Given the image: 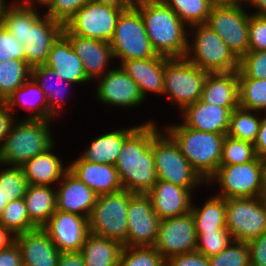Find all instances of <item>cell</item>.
Wrapping results in <instances>:
<instances>
[{"mask_svg":"<svg viewBox=\"0 0 266 266\" xmlns=\"http://www.w3.org/2000/svg\"><path fill=\"white\" fill-rule=\"evenodd\" d=\"M57 185L56 210L89 218L98 195L70 171L64 175Z\"/></svg>","mask_w":266,"mask_h":266,"instance_id":"22","label":"cell"},{"mask_svg":"<svg viewBox=\"0 0 266 266\" xmlns=\"http://www.w3.org/2000/svg\"><path fill=\"white\" fill-rule=\"evenodd\" d=\"M253 145L256 156L260 159L266 158V113L262 115L260 129Z\"/></svg>","mask_w":266,"mask_h":266,"instance_id":"54","label":"cell"},{"mask_svg":"<svg viewBox=\"0 0 266 266\" xmlns=\"http://www.w3.org/2000/svg\"><path fill=\"white\" fill-rule=\"evenodd\" d=\"M226 229L235 241L249 242L266 232V201L262 197L226 199Z\"/></svg>","mask_w":266,"mask_h":266,"instance_id":"11","label":"cell"},{"mask_svg":"<svg viewBox=\"0 0 266 266\" xmlns=\"http://www.w3.org/2000/svg\"><path fill=\"white\" fill-rule=\"evenodd\" d=\"M51 122L54 121L17 118L0 145V164L22 166L49 149L57 142L52 136Z\"/></svg>","mask_w":266,"mask_h":266,"instance_id":"3","label":"cell"},{"mask_svg":"<svg viewBox=\"0 0 266 266\" xmlns=\"http://www.w3.org/2000/svg\"><path fill=\"white\" fill-rule=\"evenodd\" d=\"M63 27L38 8L27 7V33L23 46L25 61L31 68L46 64L50 49L63 33Z\"/></svg>","mask_w":266,"mask_h":266,"instance_id":"14","label":"cell"},{"mask_svg":"<svg viewBox=\"0 0 266 266\" xmlns=\"http://www.w3.org/2000/svg\"><path fill=\"white\" fill-rule=\"evenodd\" d=\"M96 97L106 107L115 106L125 108H136L144 103L137 83L122 68H111L103 76L96 79Z\"/></svg>","mask_w":266,"mask_h":266,"instance_id":"17","label":"cell"},{"mask_svg":"<svg viewBox=\"0 0 266 266\" xmlns=\"http://www.w3.org/2000/svg\"><path fill=\"white\" fill-rule=\"evenodd\" d=\"M68 164L69 171L98 196L123 189L115 165L88 162L80 156Z\"/></svg>","mask_w":266,"mask_h":266,"instance_id":"23","label":"cell"},{"mask_svg":"<svg viewBox=\"0 0 266 266\" xmlns=\"http://www.w3.org/2000/svg\"><path fill=\"white\" fill-rule=\"evenodd\" d=\"M166 262L169 266H211L209 258L198 251L171 256Z\"/></svg>","mask_w":266,"mask_h":266,"instance_id":"50","label":"cell"},{"mask_svg":"<svg viewBox=\"0 0 266 266\" xmlns=\"http://www.w3.org/2000/svg\"><path fill=\"white\" fill-rule=\"evenodd\" d=\"M12 1H8V0H0V20L2 17V14L4 13L6 7L11 3Z\"/></svg>","mask_w":266,"mask_h":266,"instance_id":"62","label":"cell"},{"mask_svg":"<svg viewBox=\"0 0 266 266\" xmlns=\"http://www.w3.org/2000/svg\"><path fill=\"white\" fill-rule=\"evenodd\" d=\"M247 243L251 266H266V232Z\"/></svg>","mask_w":266,"mask_h":266,"instance_id":"51","label":"cell"},{"mask_svg":"<svg viewBox=\"0 0 266 266\" xmlns=\"http://www.w3.org/2000/svg\"><path fill=\"white\" fill-rule=\"evenodd\" d=\"M140 11L146 33L157 55L185 58L188 27L162 0H133Z\"/></svg>","mask_w":266,"mask_h":266,"instance_id":"2","label":"cell"},{"mask_svg":"<svg viewBox=\"0 0 266 266\" xmlns=\"http://www.w3.org/2000/svg\"><path fill=\"white\" fill-rule=\"evenodd\" d=\"M233 240L228 230H215L197 234L196 251L210 257L224 250Z\"/></svg>","mask_w":266,"mask_h":266,"instance_id":"45","label":"cell"},{"mask_svg":"<svg viewBox=\"0 0 266 266\" xmlns=\"http://www.w3.org/2000/svg\"><path fill=\"white\" fill-rule=\"evenodd\" d=\"M165 261L154 246L124 247L119 266H162Z\"/></svg>","mask_w":266,"mask_h":266,"instance_id":"42","label":"cell"},{"mask_svg":"<svg viewBox=\"0 0 266 266\" xmlns=\"http://www.w3.org/2000/svg\"><path fill=\"white\" fill-rule=\"evenodd\" d=\"M238 78L266 79V51H248L239 60Z\"/></svg>","mask_w":266,"mask_h":266,"instance_id":"46","label":"cell"},{"mask_svg":"<svg viewBox=\"0 0 266 266\" xmlns=\"http://www.w3.org/2000/svg\"><path fill=\"white\" fill-rule=\"evenodd\" d=\"M255 157L253 143L225 136L220 165L243 164L252 161Z\"/></svg>","mask_w":266,"mask_h":266,"instance_id":"41","label":"cell"},{"mask_svg":"<svg viewBox=\"0 0 266 266\" xmlns=\"http://www.w3.org/2000/svg\"><path fill=\"white\" fill-rule=\"evenodd\" d=\"M147 195L160 220L189 213L194 201V194L189 189L163 180H158Z\"/></svg>","mask_w":266,"mask_h":266,"instance_id":"20","label":"cell"},{"mask_svg":"<svg viewBox=\"0 0 266 266\" xmlns=\"http://www.w3.org/2000/svg\"><path fill=\"white\" fill-rule=\"evenodd\" d=\"M15 242L19 246L23 266H58L61 252L41 227L15 235Z\"/></svg>","mask_w":266,"mask_h":266,"instance_id":"24","label":"cell"},{"mask_svg":"<svg viewBox=\"0 0 266 266\" xmlns=\"http://www.w3.org/2000/svg\"><path fill=\"white\" fill-rule=\"evenodd\" d=\"M208 72L203 71L186 58H168L165 62L163 96L179 112L201 99Z\"/></svg>","mask_w":266,"mask_h":266,"instance_id":"8","label":"cell"},{"mask_svg":"<svg viewBox=\"0 0 266 266\" xmlns=\"http://www.w3.org/2000/svg\"><path fill=\"white\" fill-rule=\"evenodd\" d=\"M56 142L45 152L26 161L21 167L30 185L55 186L69 171L57 154L54 153Z\"/></svg>","mask_w":266,"mask_h":266,"instance_id":"27","label":"cell"},{"mask_svg":"<svg viewBox=\"0 0 266 266\" xmlns=\"http://www.w3.org/2000/svg\"><path fill=\"white\" fill-rule=\"evenodd\" d=\"M246 4L249 6V8H253L254 12L251 11V13L257 15H266V0H245V6L247 8L248 6Z\"/></svg>","mask_w":266,"mask_h":266,"instance_id":"57","label":"cell"},{"mask_svg":"<svg viewBox=\"0 0 266 266\" xmlns=\"http://www.w3.org/2000/svg\"><path fill=\"white\" fill-rule=\"evenodd\" d=\"M161 129L153 122L152 151L158 180L171 182L195 193L194 190L204 183L206 185V181L181 153L174 139Z\"/></svg>","mask_w":266,"mask_h":266,"instance_id":"5","label":"cell"},{"mask_svg":"<svg viewBox=\"0 0 266 266\" xmlns=\"http://www.w3.org/2000/svg\"><path fill=\"white\" fill-rule=\"evenodd\" d=\"M201 100L220 107L237 108L239 106L238 71L208 73Z\"/></svg>","mask_w":266,"mask_h":266,"instance_id":"29","label":"cell"},{"mask_svg":"<svg viewBox=\"0 0 266 266\" xmlns=\"http://www.w3.org/2000/svg\"><path fill=\"white\" fill-rule=\"evenodd\" d=\"M191 166L207 181L220 166L226 135L186 127L182 122L162 126Z\"/></svg>","mask_w":266,"mask_h":266,"instance_id":"4","label":"cell"},{"mask_svg":"<svg viewBox=\"0 0 266 266\" xmlns=\"http://www.w3.org/2000/svg\"><path fill=\"white\" fill-rule=\"evenodd\" d=\"M41 228L60 252H80L90 234L87 217L59 210Z\"/></svg>","mask_w":266,"mask_h":266,"instance_id":"18","label":"cell"},{"mask_svg":"<svg viewBox=\"0 0 266 266\" xmlns=\"http://www.w3.org/2000/svg\"><path fill=\"white\" fill-rule=\"evenodd\" d=\"M23 198L28 216L37 227H42L56 211L55 186L29 184Z\"/></svg>","mask_w":266,"mask_h":266,"instance_id":"33","label":"cell"},{"mask_svg":"<svg viewBox=\"0 0 266 266\" xmlns=\"http://www.w3.org/2000/svg\"><path fill=\"white\" fill-rule=\"evenodd\" d=\"M15 1L20 5L32 8H39V9L41 6L42 8L47 7L48 4L51 2V0H15Z\"/></svg>","mask_w":266,"mask_h":266,"instance_id":"59","label":"cell"},{"mask_svg":"<svg viewBox=\"0 0 266 266\" xmlns=\"http://www.w3.org/2000/svg\"><path fill=\"white\" fill-rule=\"evenodd\" d=\"M167 59L165 56L157 55L147 59L126 60L119 62V64L134 79L141 95L146 100L149 93L163 94L165 62Z\"/></svg>","mask_w":266,"mask_h":266,"instance_id":"25","label":"cell"},{"mask_svg":"<svg viewBox=\"0 0 266 266\" xmlns=\"http://www.w3.org/2000/svg\"><path fill=\"white\" fill-rule=\"evenodd\" d=\"M123 248L119 242L90 233L80 253L86 266H119Z\"/></svg>","mask_w":266,"mask_h":266,"instance_id":"32","label":"cell"},{"mask_svg":"<svg viewBox=\"0 0 266 266\" xmlns=\"http://www.w3.org/2000/svg\"><path fill=\"white\" fill-rule=\"evenodd\" d=\"M235 109L212 105L200 99L185 107L180 112L182 114L180 118L186 127L203 132L227 135L230 116Z\"/></svg>","mask_w":266,"mask_h":266,"instance_id":"21","label":"cell"},{"mask_svg":"<svg viewBox=\"0 0 266 266\" xmlns=\"http://www.w3.org/2000/svg\"><path fill=\"white\" fill-rule=\"evenodd\" d=\"M263 187L261 197L266 201V158L261 159Z\"/></svg>","mask_w":266,"mask_h":266,"instance_id":"61","label":"cell"},{"mask_svg":"<svg viewBox=\"0 0 266 266\" xmlns=\"http://www.w3.org/2000/svg\"><path fill=\"white\" fill-rule=\"evenodd\" d=\"M135 193L121 189L97 196L88 218L90 233L119 242L127 247V211Z\"/></svg>","mask_w":266,"mask_h":266,"instance_id":"7","label":"cell"},{"mask_svg":"<svg viewBox=\"0 0 266 266\" xmlns=\"http://www.w3.org/2000/svg\"><path fill=\"white\" fill-rule=\"evenodd\" d=\"M1 166L3 168L0 169V195L3 198V204L23 198L29 183L22 167L0 164Z\"/></svg>","mask_w":266,"mask_h":266,"instance_id":"38","label":"cell"},{"mask_svg":"<svg viewBox=\"0 0 266 266\" xmlns=\"http://www.w3.org/2000/svg\"><path fill=\"white\" fill-rule=\"evenodd\" d=\"M0 266H23L21 252L16 242L0 251Z\"/></svg>","mask_w":266,"mask_h":266,"instance_id":"52","label":"cell"},{"mask_svg":"<svg viewBox=\"0 0 266 266\" xmlns=\"http://www.w3.org/2000/svg\"><path fill=\"white\" fill-rule=\"evenodd\" d=\"M63 34L69 39L76 54L83 62L85 74L91 82L96 81L113 68L110 65L113 64L115 58L110 43L78 36L71 33L65 26Z\"/></svg>","mask_w":266,"mask_h":266,"instance_id":"19","label":"cell"},{"mask_svg":"<svg viewBox=\"0 0 266 266\" xmlns=\"http://www.w3.org/2000/svg\"><path fill=\"white\" fill-rule=\"evenodd\" d=\"M58 266H86L80 252H61Z\"/></svg>","mask_w":266,"mask_h":266,"instance_id":"55","label":"cell"},{"mask_svg":"<svg viewBox=\"0 0 266 266\" xmlns=\"http://www.w3.org/2000/svg\"><path fill=\"white\" fill-rule=\"evenodd\" d=\"M4 102L14 116L17 108H23L29 114L24 116L25 119L55 121V118L49 113L46 95L32 76L8 96Z\"/></svg>","mask_w":266,"mask_h":266,"instance_id":"28","label":"cell"},{"mask_svg":"<svg viewBox=\"0 0 266 266\" xmlns=\"http://www.w3.org/2000/svg\"><path fill=\"white\" fill-rule=\"evenodd\" d=\"M261 119V112L238 106L231 113L227 135L254 144L260 129Z\"/></svg>","mask_w":266,"mask_h":266,"instance_id":"35","label":"cell"},{"mask_svg":"<svg viewBox=\"0 0 266 266\" xmlns=\"http://www.w3.org/2000/svg\"><path fill=\"white\" fill-rule=\"evenodd\" d=\"M0 23L19 41L22 45L27 33V7L18 4L15 0L11 2L2 14Z\"/></svg>","mask_w":266,"mask_h":266,"instance_id":"44","label":"cell"},{"mask_svg":"<svg viewBox=\"0 0 266 266\" xmlns=\"http://www.w3.org/2000/svg\"><path fill=\"white\" fill-rule=\"evenodd\" d=\"M218 186L217 196L228 198L261 197L263 178L261 159L236 165H220L206 181V185Z\"/></svg>","mask_w":266,"mask_h":266,"instance_id":"10","label":"cell"},{"mask_svg":"<svg viewBox=\"0 0 266 266\" xmlns=\"http://www.w3.org/2000/svg\"><path fill=\"white\" fill-rule=\"evenodd\" d=\"M15 242V235L0 224V251Z\"/></svg>","mask_w":266,"mask_h":266,"instance_id":"56","label":"cell"},{"mask_svg":"<svg viewBox=\"0 0 266 266\" xmlns=\"http://www.w3.org/2000/svg\"><path fill=\"white\" fill-rule=\"evenodd\" d=\"M31 76L46 95L49 104V113L55 119L57 117V121L58 117L62 115L61 112L63 113V110H65V108H63L66 103L64 97L70 90L68 87L71 85L74 86V84L65 81L59 73L45 64L31 68Z\"/></svg>","mask_w":266,"mask_h":266,"instance_id":"31","label":"cell"},{"mask_svg":"<svg viewBox=\"0 0 266 266\" xmlns=\"http://www.w3.org/2000/svg\"><path fill=\"white\" fill-rule=\"evenodd\" d=\"M187 26L206 23L213 7L209 0H162Z\"/></svg>","mask_w":266,"mask_h":266,"instance_id":"37","label":"cell"},{"mask_svg":"<svg viewBox=\"0 0 266 266\" xmlns=\"http://www.w3.org/2000/svg\"><path fill=\"white\" fill-rule=\"evenodd\" d=\"M0 224L14 235L38 228L29 218L24 198L9 202L0 213Z\"/></svg>","mask_w":266,"mask_h":266,"instance_id":"40","label":"cell"},{"mask_svg":"<svg viewBox=\"0 0 266 266\" xmlns=\"http://www.w3.org/2000/svg\"><path fill=\"white\" fill-rule=\"evenodd\" d=\"M212 6H245V0H209Z\"/></svg>","mask_w":266,"mask_h":266,"instance_id":"60","label":"cell"},{"mask_svg":"<svg viewBox=\"0 0 266 266\" xmlns=\"http://www.w3.org/2000/svg\"><path fill=\"white\" fill-rule=\"evenodd\" d=\"M239 107L266 113V79L238 78Z\"/></svg>","mask_w":266,"mask_h":266,"instance_id":"39","label":"cell"},{"mask_svg":"<svg viewBox=\"0 0 266 266\" xmlns=\"http://www.w3.org/2000/svg\"><path fill=\"white\" fill-rule=\"evenodd\" d=\"M191 213L194 219L196 233L226 229V199L213 195L204 201L202 206L192 202Z\"/></svg>","mask_w":266,"mask_h":266,"instance_id":"34","label":"cell"},{"mask_svg":"<svg viewBox=\"0 0 266 266\" xmlns=\"http://www.w3.org/2000/svg\"><path fill=\"white\" fill-rule=\"evenodd\" d=\"M17 119L16 116L7 108L4 101H0V145L10 132V129Z\"/></svg>","mask_w":266,"mask_h":266,"instance_id":"53","label":"cell"},{"mask_svg":"<svg viewBox=\"0 0 266 266\" xmlns=\"http://www.w3.org/2000/svg\"><path fill=\"white\" fill-rule=\"evenodd\" d=\"M140 125L120 128L107 133L99 134L81 152L80 157L88 162L115 165L124 140Z\"/></svg>","mask_w":266,"mask_h":266,"instance_id":"30","label":"cell"},{"mask_svg":"<svg viewBox=\"0 0 266 266\" xmlns=\"http://www.w3.org/2000/svg\"><path fill=\"white\" fill-rule=\"evenodd\" d=\"M209 258L211 266H251L247 242L233 240L224 250Z\"/></svg>","mask_w":266,"mask_h":266,"instance_id":"43","label":"cell"},{"mask_svg":"<svg viewBox=\"0 0 266 266\" xmlns=\"http://www.w3.org/2000/svg\"><path fill=\"white\" fill-rule=\"evenodd\" d=\"M188 29V49L185 58L189 62L208 73L239 70V59L207 24H196Z\"/></svg>","mask_w":266,"mask_h":266,"instance_id":"6","label":"cell"},{"mask_svg":"<svg viewBox=\"0 0 266 266\" xmlns=\"http://www.w3.org/2000/svg\"><path fill=\"white\" fill-rule=\"evenodd\" d=\"M45 65L55 70L65 81L75 86L76 84H84L85 86L91 82L85 74L83 62L63 33L53 43Z\"/></svg>","mask_w":266,"mask_h":266,"instance_id":"26","label":"cell"},{"mask_svg":"<svg viewBox=\"0 0 266 266\" xmlns=\"http://www.w3.org/2000/svg\"><path fill=\"white\" fill-rule=\"evenodd\" d=\"M110 46L114 58L121 62L157 56L140 11L133 4L119 15Z\"/></svg>","mask_w":266,"mask_h":266,"instance_id":"9","label":"cell"},{"mask_svg":"<svg viewBox=\"0 0 266 266\" xmlns=\"http://www.w3.org/2000/svg\"><path fill=\"white\" fill-rule=\"evenodd\" d=\"M153 122L141 123L121 147L115 167L124 190L147 194L158 181L152 151Z\"/></svg>","mask_w":266,"mask_h":266,"instance_id":"1","label":"cell"},{"mask_svg":"<svg viewBox=\"0 0 266 266\" xmlns=\"http://www.w3.org/2000/svg\"><path fill=\"white\" fill-rule=\"evenodd\" d=\"M126 9L89 1L64 26L78 36L110 43L118 17Z\"/></svg>","mask_w":266,"mask_h":266,"instance_id":"13","label":"cell"},{"mask_svg":"<svg viewBox=\"0 0 266 266\" xmlns=\"http://www.w3.org/2000/svg\"><path fill=\"white\" fill-rule=\"evenodd\" d=\"M31 77V67L24 60L0 62V101L10 96Z\"/></svg>","mask_w":266,"mask_h":266,"instance_id":"36","label":"cell"},{"mask_svg":"<svg viewBox=\"0 0 266 266\" xmlns=\"http://www.w3.org/2000/svg\"><path fill=\"white\" fill-rule=\"evenodd\" d=\"M127 221V247L155 245L161 220L147 194L135 193L130 198Z\"/></svg>","mask_w":266,"mask_h":266,"instance_id":"15","label":"cell"},{"mask_svg":"<svg viewBox=\"0 0 266 266\" xmlns=\"http://www.w3.org/2000/svg\"><path fill=\"white\" fill-rule=\"evenodd\" d=\"M93 2L108 5L114 8H129L133 4V0H91Z\"/></svg>","mask_w":266,"mask_h":266,"instance_id":"58","label":"cell"},{"mask_svg":"<svg viewBox=\"0 0 266 266\" xmlns=\"http://www.w3.org/2000/svg\"><path fill=\"white\" fill-rule=\"evenodd\" d=\"M6 205L7 204H3V198L0 195V213L4 210V208H5Z\"/></svg>","mask_w":266,"mask_h":266,"instance_id":"63","label":"cell"},{"mask_svg":"<svg viewBox=\"0 0 266 266\" xmlns=\"http://www.w3.org/2000/svg\"><path fill=\"white\" fill-rule=\"evenodd\" d=\"M154 247L165 260L174 255L196 251L197 233L191 211L161 220Z\"/></svg>","mask_w":266,"mask_h":266,"instance_id":"16","label":"cell"},{"mask_svg":"<svg viewBox=\"0 0 266 266\" xmlns=\"http://www.w3.org/2000/svg\"><path fill=\"white\" fill-rule=\"evenodd\" d=\"M162 266H169L168 263L165 261Z\"/></svg>","mask_w":266,"mask_h":266,"instance_id":"64","label":"cell"},{"mask_svg":"<svg viewBox=\"0 0 266 266\" xmlns=\"http://www.w3.org/2000/svg\"><path fill=\"white\" fill-rule=\"evenodd\" d=\"M248 51H266V15L250 13Z\"/></svg>","mask_w":266,"mask_h":266,"instance_id":"48","label":"cell"},{"mask_svg":"<svg viewBox=\"0 0 266 266\" xmlns=\"http://www.w3.org/2000/svg\"><path fill=\"white\" fill-rule=\"evenodd\" d=\"M245 6H213L205 24L213 29L240 60L249 48L250 12Z\"/></svg>","mask_w":266,"mask_h":266,"instance_id":"12","label":"cell"},{"mask_svg":"<svg viewBox=\"0 0 266 266\" xmlns=\"http://www.w3.org/2000/svg\"><path fill=\"white\" fill-rule=\"evenodd\" d=\"M91 0H51L44 14L65 25V23Z\"/></svg>","mask_w":266,"mask_h":266,"instance_id":"47","label":"cell"},{"mask_svg":"<svg viewBox=\"0 0 266 266\" xmlns=\"http://www.w3.org/2000/svg\"><path fill=\"white\" fill-rule=\"evenodd\" d=\"M24 60V46L0 23V62Z\"/></svg>","mask_w":266,"mask_h":266,"instance_id":"49","label":"cell"}]
</instances>
